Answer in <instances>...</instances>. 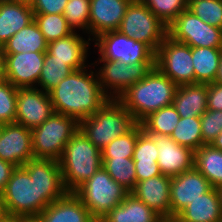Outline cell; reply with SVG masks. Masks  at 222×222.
<instances>
[{
    "label": "cell",
    "mask_w": 222,
    "mask_h": 222,
    "mask_svg": "<svg viewBox=\"0 0 222 222\" xmlns=\"http://www.w3.org/2000/svg\"><path fill=\"white\" fill-rule=\"evenodd\" d=\"M178 85L154 66L117 99L141 123L157 110L172 105Z\"/></svg>",
    "instance_id": "obj_3"
},
{
    "label": "cell",
    "mask_w": 222,
    "mask_h": 222,
    "mask_svg": "<svg viewBox=\"0 0 222 222\" xmlns=\"http://www.w3.org/2000/svg\"><path fill=\"white\" fill-rule=\"evenodd\" d=\"M2 127H3V124H2V123H0V132H1Z\"/></svg>",
    "instance_id": "obj_53"
},
{
    "label": "cell",
    "mask_w": 222,
    "mask_h": 222,
    "mask_svg": "<svg viewBox=\"0 0 222 222\" xmlns=\"http://www.w3.org/2000/svg\"><path fill=\"white\" fill-rule=\"evenodd\" d=\"M162 219L158 213L129 193L98 222H160Z\"/></svg>",
    "instance_id": "obj_25"
},
{
    "label": "cell",
    "mask_w": 222,
    "mask_h": 222,
    "mask_svg": "<svg viewBox=\"0 0 222 222\" xmlns=\"http://www.w3.org/2000/svg\"><path fill=\"white\" fill-rule=\"evenodd\" d=\"M210 145L213 148L222 151V131L216 136Z\"/></svg>",
    "instance_id": "obj_46"
},
{
    "label": "cell",
    "mask_w": 222,
    "mask_h": 222,
    "mask_svg": "<svg viewBox=\"0 0 222 222\" xmlns=\"http://www.w3.org/2000/svg\"><path fill=\"white\" fill-rule=\"evenodd\" d=\"M132 0H90L89 31L96 37L118 30Z\"/></svg>",
    "instance_id": "obj_19"
},
{
    "label": "cell",
    "mask_w": 222,
    "mask_h": 222,
    "mask_svg": "<svg viewBox=\"0 0 222 222\" xmlns=\"http://www.w3.org/2000/svg\"><path fill=\"white\" fill-rule=\"evenodd\" d=\"M158 146V161L162 175L178 176L194 167L195 152L177 144L170 136L150 135Z\"/></svg>",
    "instance_id": "obj_17"
},
{
    "label": "cell",
    "mask_w": 222,
    "mask_h": 222,
    "mask_svg": "<svg viewBox=\"0 0 222 222\" xmlns=\"http://www.w3.org/2000/svg\"><path fill=\"white\" fill-rule=\"evenodd\" d=\"M208 84L190 83L178 85L172 102L181 118L201 116L207 111Z\"/></svg>",
    "instance_id": "obj_22"
},
{
    "label": "cell",
    "mask_w": 222,
    "mask_h": 222,
    "mask_svg": "<svg viewBox=\"0 0 222 222\" xmlns=\"http://www.w3.org/2000/svg\"><path fill=\"white\" fill-rule=\"evenodd\" d=\"M211 188L210 182L195 167L171 177V218H175L189 203Z\"/></svg>",
    "instance_id": "obj_16"
},
{
    "label": "cell",
    "mask_w": 222,
    "mask_h": 222,
    "mask_svg": "<svg viewBox=\"0 0 222 222\" xmlns=\"http://www.w3.org/2000/svg\"><path fill=\"white\" fill-rule=\"evenodd\" d=\"M102 166L110 177L129 192L136 186V172L133 158H102Z\"/></svg>",
    "instance_id": "obj_31"
},
{
    "label": "cell",
    "mask_w": 222,
    "mask_h": 222,
    "mask_svg": "<svg viewBox=\"0 0 222 222\" xmlns=\"http://www.w3.org/2000/svg\"><path fill=\"white\" fill-rule=\"evenodd\" d=\"M15 168L16 166L11 163L0 159V195L2 194L8 180L11 178Z\"/></svg>",
    "instance_id": "obj_44"
},
{
    "label": "cell",
    "mask_w": 222,
    "mask_h": 222,
    "mask_svg": "<svg viewBox=\"0 0 222 222\" xmlns=\"http://www.w3.org/2000/svg\"><path fill=\"white\" fill-rule=\"evenodd\" d=\"M48 42L33 20L1 47L3 53L46 52Z\"/></svg>",
    "instance_id": "obj_26"
},
{
    "label": "cell",
    "mask_w": 222,
    "mask_h": 222,
    "mask_svg": "<svg viewBox=\"0 0 222 222\" xmlns=\"http://www.w3.org/2000/svg\"><path fill=\"white\" fill-rule=\"evenodd\" d=\"M100 60L120 61L126 64L155 62V52L145 43L135 41L118 30L101 33L96 38Z\"/></svg>",
    "instance_id": "obj_11"
},
{
    "label": "cell",
    "mask_w": 222,
    "mask_h": 222,
    "mask_svg": "<svg viewBox=\"0 0 222 222\" xmlns=\"http://www.w3.org/2000/svg\"><path fill=\"white\" fill-rule=\"evenodd\" d=\"M133 161L139 164H157L158 146L144 130L137 137Z\"/></svg>",
    "instance_id": "obj_39"
},
{
    "label": "cell",
    "mask_w": 222,
    "mask_h": 222,
    "mask_svg": "<svg viewBox=\"0 0 222 222\" xmlns=\"http://www.w3.org/2000/svg\"><path fill=\"white\" fill-rule=\"evenodd\" d=\"M6 216H7V213L0 197V222H2L6 218Z\"/></svg>",
    "instance_id": "obj_49"
},
{
    "label": "cell",
    "mask_w": 222,
    "mask_h": 222,
    "mask_svg": "<svg viewBox=\"0 0 222 222\" xmlns=\"http://www.w3.org/2000/svg\"><path fill=\"white\" fill-rule=\"evenodd\" d=\"M168 36L190 47L222 48V29L202 21L188 8L167 27Z\"/></svg>",
    "instance_id": "obj_9"
},
{
    "label": "cell",
    "mask_w": 222,
    "mask_h": 222,
    "mask_svg": "<svg viewBox=\"0 0 222 222\" xmlns=\"http://www.w3.org/2000/svg\"><path fill=\"white\" fill-rule=\"evenodd\" d=\"M170 137L195 152L203 145L200 116L180 118Z\"/></svg>",
    "instance_id": "obj_30"
},
{
    "label": "cell",
    "mask_w": 222,
    "mask_h": 222,
    "mask_svg": "<svg viewBox=\"0 0 222 222\" xmlns=\"http://www.w3.org/2000/svg\"><path fill=\"white\" fill-rule=\"evenodd\" d=\"M87 46L88 41L73 32L64 38L49 42L47 51L53 55V59L64 61L74 71L86 68L84 63L87 58Z\"/></svg>",
    "instance_id": "obj_24"
},
{
    "label": "cell",
    "mask_w": 222,
    "mask_h": 222,
    "mask_svg": "<svg viewBox=\"0 0 222 222\" xmlns=\"http://www.w3.org/2000/svg\"><path fill=\"white\" fill-rule=\"evenodd\" d=\"M10 1L24 3L30 6H32V4L35 2V0H10Z\"/></svg>",
    "instance_id": "obj_50"
},
{
    "label": "cell",
    "mask_w": 222,
    "mask_h": 222,
    "mask_svg": "<svg viewBox=\"0 0 222 222\" xmlns=\"http://www.w3.org/2000/svg\"><path fill=\"white\" fill-rule=\"evenodd\" d=\"M68 0H35L32 4L34 14H63Z\"/></svg>",
    "instance_id": "obj_41"
},
{
    "label": "cell",
    "mask_w": 222,
    "mask_h": 222,
    "mask_svg": "<svg viewBox=\"0 0 222 222\" xmlns=\"http://www.w3.org/2000/svg\"><path fill=\"white\" fill-rule=\"evenodd\" d=\"M136 172V182L161 175L158 164L134 163Z\"/></svg>",
    "instance_id": "obj_43"
},
{
    "label": "cell",
    "mask_w": 222,
    "mask_h": 222,
    "mask_svg": "<svg viewBox=\"0 0 222 222\" xmlns=\"http://www.w3.org/2000/svg\"><path fill=\"white\" fill-rule=\"evenodd\" d=\"M90 0H68L63 16L69 27L89 30Z\"/></svg>",
    "instance_id": "obj_37"
},
{
    "label": "cell",
    "mask_w": 222,
    "mask_h": 222,
    "mask_svg": "<svg viewBox=\"0 0 222 222\" xmlns=\"http://www.w3.org/2000/svg\"><path fill=\"white\" fill-rule=\"evenodd\" d=\"M72 71L73 70L65 64L64 61L53 59V55L46 51L38 84L42 87L41 89H43L44 92H49Z\"/></svg>",
    "instance_id": "obj_32"
},
{
    "label": "cell",
    "mask_w": 222,
    "mask_h": 222,
    "mask_svg": "<svg viewBox=\"0 0 222 222\" xmlns=\"http://www.w3.org/2000/svg\"><path fill=\"white\" fill-rule=\"evenodd\" d=\"M178 222H222V210L217 188L189 203L176 217Z\"/></svg>",
    "instance_id": "obj_21"
},
{
    "label": "cell",
    "mask_w": 222,
    "mask_h": 222,
    "mask_svg": "<svg viewBox=\"0 0 222 222\" xmlns=\"http://www.w3.org/2000/svg\"><path fill=\"white\" fill-rule=\"evenodd\" d=\"M219 198H220V204H221V210H222V187L217 188Z\"/></svg>",
    "instance_id": "obj_51"
},
{
    "label": "cell",
    "mask_w": 222,
    "mask_h": 222,
    "mask_svg": "<svg viewBox=\"0 0 222 222\" xmlns=\"http://www.w3.org/2000/svg\"><path fill=\"white\" fill-rule=\"evenodd\" d=\"M78 130L79 122L75 118L54 112L31 130L34 158L59 161L66 144Z\"/></svg>",
    "instance_id": "obj_7"
},
{
    "label": "cell",
    "mask_w": 222,
    "mask_h": 222,
    "mask_svg": "<svg viewBox=\"0 0 222 222\" xmlns=\"http://www.w3.org/2000/svg\"><path fill=\"white\" fill-rule=\"evenodd\" d=\"M170 188L171 177L161 174L136 182L130 193L162 218H171Z\"/></svg>",
    "instance_id": "obj_18"
},
{
    "label": "cell",
    "mask_w": 222,
    "mask_h": 222,
    "mask_svg": "<svg viewBox=\"0 0 222 222\" xmlns=\"http://www.w3.org/2000/svg\"><path fill=\"white\" fill-rule=\"evenodd\" d=\"M30 219H26L23 217H15V216H6V218L2 222H28Z\"/></svg>",
    "instance_id": "obj_48"
},
{
    "label": "cell",
    "mask_w": 222,
    "mask_h": 222,
    "mask_svg": "<svg viewBox=\"0 0 222 222\" xmlns=\"http://www.w3.org/2000/svg\"><path fill=\"white\" fill-rule=\"evenodd\" d=\"M155 66L177 85L195 83L192 47L168 35L156 51Z\"/></svg>",
    "instance_id": "obj_10"
},
{
    "label": "cell",
    "mask_w": 222,
    "mask_h": 222,
    "mask_svg": "<svg viewBox=\"0 0 222 222\" xmlns=\"http://www.w3.org/2000/svg\"><path fill=\"white\" fill-rule=\"evenodd\" d=\"M118 31L147 44L155 53L168 35L167 26L141 0L130 2Z\"/></svg>",
    "instance_id": "obj_8"
},
{
    "label": "cell",
    "mask_w": 222,
    "mask_h": 222,
    "mask_svg": "<svg viewBox=\"0 0 222 222\" xmlns=\"http://www.w3.org/2000/svg\"><path fill=\"white\" fill-rule=\"evenodd\" d=\"M163 23L169 26L188 8L189 0H141Z\"/></svg>",
    "instance_id": "obj_35"
},
{
    "label": "cell",
    "mask_w": 222,
    "mask_h": 222,
    "mask_svg": "<svg viewBox=\"0 0 222 222\" xmlns=\"http://www.w3.org/2000/svg\"><path fill=\"white\" fill-rule=\"evenodd\" d=\"M33 20L34 13L30 5L0 1V47Z\"/></svg>",
    "instance_id": "obj_23"
},
{
    "label": "cell",
    "mask_w": 222,
    "mask_h": 222,
    "mask_svg": "<svg viewBox=\"0 0 222 222\" xmlns=\"http://www.w3.org/2000/svg\"><path fill=\"white\" fill-rule=\"evenodd\" d=\"M67 193L59 161L33 158L14 169L0 197L8 216L31 220Z\"/></svg>",
    "instance_id": "obj_1"
},
{
    "label": "cell",
    "mask_w": 222,
    "mask_h": 222,
    "mask_svg": "<svg viewBox=\"0 0 222 222\" xmlns=\"http://www.w3.org/2000/svg\"><path fill=\"white\" fill-rule=\"evenodd\" d=\"M221 53L222 48L192 47L195 83L209 84L214 82Z\"/></svg>",
    "instance_id": "obj_27"
},
{
    "label": "cell",
    "mask_w": 222,
    "mask_h": 222,
    "mask_svg": "<svg viewBox=\"0 0 222 222\" xmlns=\"http://www.w3.org/2000/svg\"><path fill=\"white\" fill-rule=\"evenodd\" d=\"M34 21L48 43L75 32L69 27L63 14H34Z\"/></svg>",
    "instance_id": "obj_33"
},
{
    "label": "cell",
    "mask_w": 222,
    "mask_h": 222,
    "mask_svg": "<svg viewBox=\"0 0 222 222\" xmlns=\"http://www.w3.org/2000/svg\"><path fill=\"white\" fill-rule=\"evenodd\" d=\"M100 62H104V64L103 67H100L101 70H99L96 77L98 76L100 86L105 94L107 93V90H105L107 87L108 89L110 88V90H113L111 99H118L122 93L143 79L155 66V62L129 64L113 60H100ZM114 94L115 96H113Z\"/></svg>",
    "instance_id": "obj_12"
},
{
    "label": "cell",
    "mask_w": 222,
    "mask_h": 222,
    "mask_svg": "<svg viewBox=\"0 0 222 222\" xmlns=\"http://www.w3.org/2000/svg\"><path fill=\"white\" fill-rule=\"evenodd\" d=\"M188 9L205 23L222 29V0H189Z\"/></svg>",
    "instance_id": "obj_36"
},
{
    "label": "cell",
    "mask_w": 222,
    "mask_h": 222,
    "mask_svg": "<svg viewBox=\"0 0 222 222\" xmlns=\"http://www.w3.org/2000/svg\"><path fill=\"white\" fill-rule=\"evenodd\" d=\"M136 124L133 115L117 99H109L93 115L81 120L79 129L89 141L102 150Z\"/></svg>",
    "instance_id": "obj_5"
},
{
    "label": "cell",
    "mask_w": 222,
    "mask_h": 222,
    "mask_svg": "<svg viewBox=\"0 0 222 222\" xmlns=\"http://www.w3.org/2000/svg\"><path fill=\"white\" fill-rule=\"evenodd\" d=\"M207 95V110L222 111V84L209 83Z\"/></svg>",
    "instance_id": "obj_42"
},
{
    "label": "cell",
    "mask_w": 222,
    "mask_h": 222,
    "mask_svg": "<svg viewBox=\"0 0 222 222\" xmlns=\"http://www.w3.org/2000/svg\"><path fill=\"white\" fill-rule=\"evenodd\" d=\"M5 80L4 53L0 47V81Z\"/></svg>",
    "instance_id": "obj_45"
},
{
    "label": "cell",
    "mask_w": 222,
    "mask_h": 222,
    "mask_svg": "<svg viewBox=\"0 0 222 222\" xmlns=\"http://www.w3.org/2000/svg\"><path fill=\"white\" fill-rule=\"evenodd\" d=\"M194 167L214 188L222 187V151L202 145L195 151Z\"/></svg>",
    "instance_id": "obj_28"
},
{
    "label": "cell",
    "mask_w": 222,
    "mask_h": 222,
    "mask_svg": "<svg viewBox=\"0 0 222 222\" xmlns=\"http://www.w3.org/2000/svg\"><path fill=\"white\" fill-rule=\"evenodd\" d=\"M214 82L222 84V53L220 55V63L218 66V71H217L216 77L214 79Z\"/></svg>",
    "instance_id": "obj_47"
},
{
    "label": "cell",
    "mask_w": 222,
    "mask_h": 222,
    "mask_svg": "<svg viewBox=\"0 0 222 222\" xmlns=\"http://www.w3.org/2000/svg\"><path fill=\"white\" fill-rule=\"evenodd\" d=\"M36 222H98L73 193L50 203L35 219Z\"/></svg>",
    "instance_id": "obj_20"
},
{
    "label": "cell",
    "mask_w": 222,
    "mask_h": 222,
    "mask_svg": "<svg viewBox=\"0 0 222 222\" xmlns=\"http://www.w3.org/2000/svg\"><path fill=\"white\" fill-rule=\"evenodd\" d=\"M65 189L74 192L102 167V152L79 129L59 159Z\"/></svg>",
    "instance_id": "obj_4"
},
{
    "label": "cell",
    "mask_w": 222,
    "mask_h": 222,
    "mask_svg": "<svg viewBox=\"0 0 222 222\" xmlns=\"http://www.w3.org/2000/svg\"><path fill=\"white\" fill-rule=\"evenodd\" d=\"M99 221L130 193L103 166L73 192Z\"/></svg>",
    "instance_id": "obj_6"
},
{
    "label": "cell",
    "mask_w": 222,
    "mask_h": 222,
    "mask_svg": "<svg viewBox=\"0 0 222 222\" xmlns=\"http://www.w3.org/2000/svg\"><path fill=\"white\" fill-rule=\"evenodd\" d=\"M160 222H178L175 218H163Z\"/></svg>",
    "instance_id": "obj_52"
},
{
    "label": "cell",
    "mask_w": 222,
    "mask_h": 222,
    "mask_svg": "<svg viewBox=\"0 0 222 222\" xmlns=\"http://www.w3.org/2000/svg\"><path fill=\"white\" fill-rule=\"evenodd\" d=\"M203 145H210L222 131V111L207 110L200 116Z\"/></svg>",
    "instance_id": "obj_40"
},
{
    "label": "cell",
    "mask_w": 222,
    "mask_h": 222,
    "mask_svg": "<svg viewBox=\"0 0 222 222\" xmlns=\"http://www.w3.org/2000/svg\"><path fill=\"white\" fill-rule=\"evenodd\" d=\"M34 158L31 129L17 123L3 124L0 159L19 167Z\"/></svg>",
    "instance_id": "obj_15"
},
{
    "label": "cell",
    "mask_w": 222,
    "mask_h": 222,
    "mask_svg": "<svg viewBox=\"0 0 222 222\" xmlns=\"http://www.w3.org/2000/svg\"><path fill=\"white\" fill-rule=\"evenodd\" d=\"M54 113L48 92L34 87L18 88L15 123L33 129Z\"/></svg>",
    "instance_id": "obj_13"
},
{
    "label": "cell",
    "mask_w": 222,
    "mask_h": 222,
    "mask_svg": "<svg viewBox=\"0 0 222 222\" xmlns=\"http://www.w3.org/2000/svg\"><path fill=\"white\" fill-rule=\"evenodd\" d=\"M28 222H36L34 219L29 220Z\"/></svg>",
    "instance_id": "obj_54"
},
{
    "label": "cell",
    "mask_w": 222,
    "mask_h": 222,
    "mask_svg": "<svg viewBox=\"0 0 222 222\" xmlns=\"http://www.w3.org/2000/svg\"><path fill=\"white\" fill-rule=\"evenodd\" d=\"M143 131L142 125L137 123L129 132L111 141L102 152V158H133L136 140Z\"/></svg>",
    "instance_id": "obj_34"
},
{
    "label": "cell",
    "mask_w": 222,
    "mask_h": 222,
    "mask_svg": "<svg viewBox=\"0 0 222 222\" xmlns=\"http://www.w3.org/2000/svg\"><path fill=\"white\" fill-rule=\"evenodd\" d=\"M180 118L172 104L151 113L140 124L143 130L149 135L170 136Z\"/></svg>",
    "instance_id": "obj_29"
},
{
    "label": "cell",
    "mask_w": 222,
    "mask_h": 222,
    "mask_svg": "<svg viewBox=\"0 0 222 222\" xmlns=\"http://www.w3.org/2000/svg\"><path fill=\"white\" fill-rule=\"evenodd\" d=\"M84 68L72 71L48 92L55 113L75 118L78 122L98 111L110 96L104 93L99 78Z\"/></svg>",
    "instance_id": "obj_2"
},
{
    "label": "cell",
    "mask_w": 222,
    "mask_h": 222,
    "mask_svg": "<svg viewBox=\"0 0 222 222\" xmlns=\"http://www.w3.org/2000/svg\"><path fill=\"white\" fill-rule=\"evenodd\" d=\"M17 89L7 80L0 81V123H15Z\"/></svg>",
    "instance_id": "obj_38"
},
{
    "label": "cell",
    "mask_w": 222,
    "mask_h": 222,
    "mask_svg": "<svg viewBox=\"0 0 222 222\" xmlns=\"http://www.w3.org/2000/svg\"><path fill=\"white\" fill-rule=\"evenodd\" d=\"M44 57L45 52L4 53L5 80L16 88L35 87Z\"/></svg>",
    "instance_id": "obj_14"
}]
</instances>
